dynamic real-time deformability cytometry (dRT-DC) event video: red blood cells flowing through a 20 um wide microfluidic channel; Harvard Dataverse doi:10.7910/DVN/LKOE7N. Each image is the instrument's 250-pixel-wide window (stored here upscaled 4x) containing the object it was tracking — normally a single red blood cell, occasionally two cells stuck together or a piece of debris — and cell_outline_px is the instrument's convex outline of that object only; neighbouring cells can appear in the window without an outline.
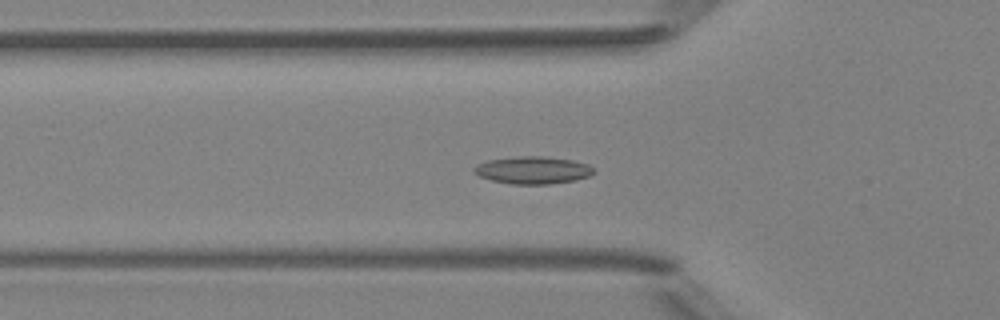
{"species": "Egyptian fruit bat (a non-hibernating species)", "species_latin": "Rousettus aegyptiacus", "temperature_condition": "room temperature", "stored_images_in_passage": 50, "camera_frame_rate_fps": 3000, "um_per_image_px": 0.085, "animal": {"sex": "female"}, "frame": {"image": 1, "passage_image": 17, "time_ms": 5.333, "image_size_px": [1000, 320], "cell_outline_px": [[596, 172], [588, 176], [576, 180], [548, 184], [512, 184], [492, 180], [480, 176], [472, 172], [472, 168], [476, 164], [488, 160], [520, 156], [544, 156], [572, 160], [588, 164]], "centroid_in_image_um": [45.27, 14.46], "position_along_channel_um": 80.5, "area_um2": 19.13}}
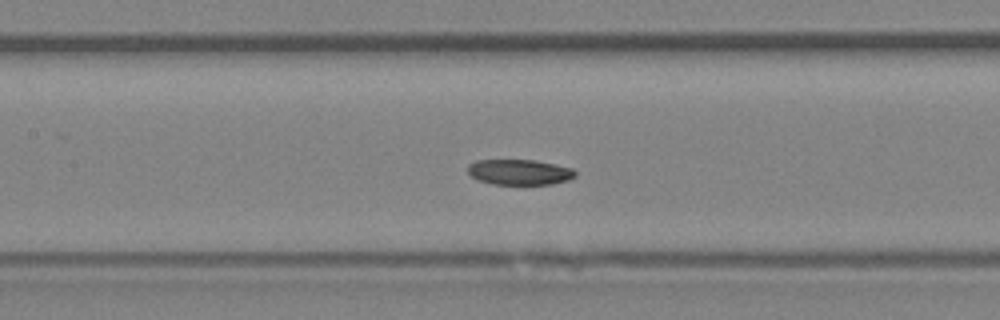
{"frame": {"image": 2, "passage_image": 23, "time_ms": 7.333, "image_size_px": [1000, 320], "cell_outline_px": [[576, 176], [568, 180], [552, 184], [492, 184], [476, 180], [468, 172], [468, 164], [476, 160], [536, 160], [556, 164], [572, 168], [576, 172]], "centroid_in_image_um": [44.15, 14.62], "position_along_channel_um": 163.2, "area_um2": 16.07}}
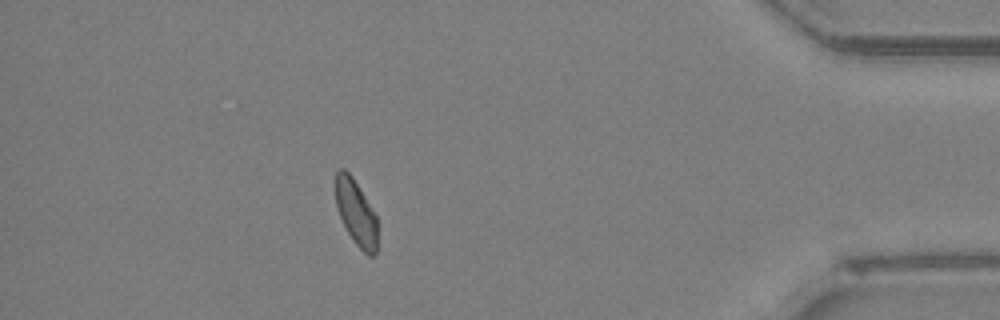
{"frame": {"image": 3, "passage_image": 44, "time_ms": 14.333, "image_size_px": [1000, 320], "cell_outline_px": [[376, 252], [372, 256], [368, 256], [352, 240], [340, 216], [336, 204], [336, 172], [340, 168], [344, 168], [352, 176], [376, 216]], "centroid_in_image_um": [30.25, 18.07], "position_along_channel_um": 405.0, "area_um2": 15.55}}